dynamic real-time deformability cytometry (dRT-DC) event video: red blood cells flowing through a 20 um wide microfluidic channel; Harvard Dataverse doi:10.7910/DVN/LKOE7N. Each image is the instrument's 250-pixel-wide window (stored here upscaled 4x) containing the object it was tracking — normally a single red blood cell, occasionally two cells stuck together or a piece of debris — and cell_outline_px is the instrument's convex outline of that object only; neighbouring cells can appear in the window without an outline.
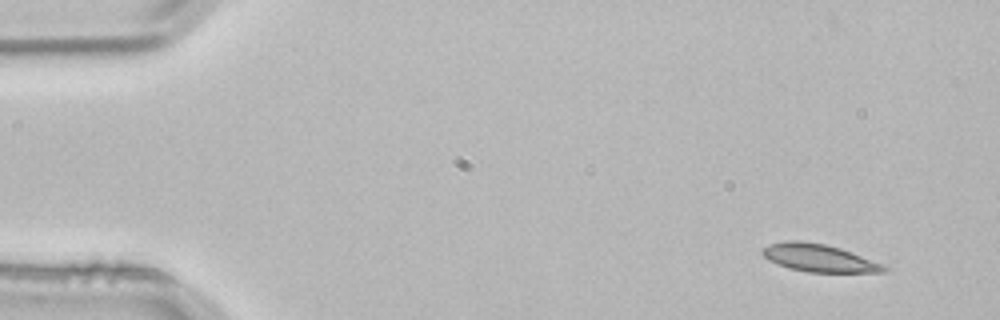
{"species": "common noctule bat (a hibernating species)", "species_latin": "Nyctalus noctula", "temperature_condition": "room temperature", "stored_images_in_passage": 2, "camera_frame_rate_fps": 3000, "um_per_image_px": 0.085, "animal": {"sex": "male", "body_mass_g": 21.5, "forearm_length_mm": 52.0}, "frame": {"image": 1, "passage_image": 1, "time_ms": 0.0, "image_size_px": [1000, 320], "cell_outline_px": [[888, 268], [884, 272], [808, 272], [788, 268], [776, 264], [768, 260], [760, 252], [768, 244], [788, 240], [800, 240], [824, 244], [840, 248], [884, 264]], "centroid_in_image_um": [69.58, 21.92], "position_along_channel_um": 15.4, "area_um2": 19.59}}